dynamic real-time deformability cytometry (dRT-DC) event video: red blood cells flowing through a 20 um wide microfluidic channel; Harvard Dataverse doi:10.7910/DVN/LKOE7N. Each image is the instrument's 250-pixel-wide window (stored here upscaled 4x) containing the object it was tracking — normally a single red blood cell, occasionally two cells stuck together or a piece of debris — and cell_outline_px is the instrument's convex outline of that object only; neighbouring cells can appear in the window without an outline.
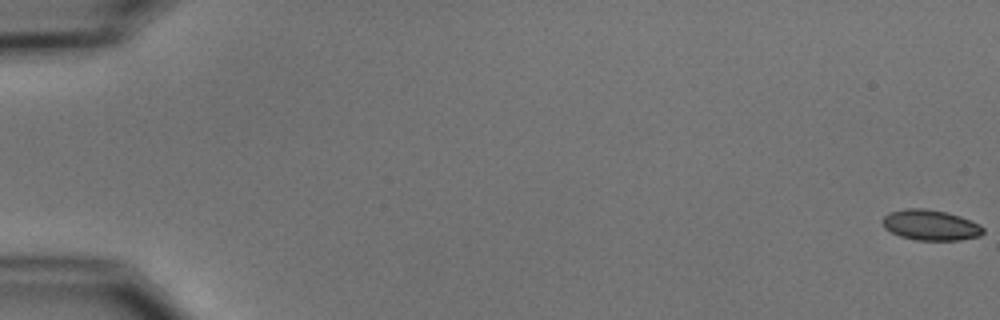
{"species": "common noctule bat (a hibernating species)", "species_latin": "Nyctalus noctula", "temperature_condition": "cold", "stored_images_in_passage": 3, "camera_frame_rate_fps": 3000, "um_per_image_px": 0.085, "animal": {"sex": "male", "body_mass_g": 15.6}, "frame": {"image": 1, "passage_image": 1, "time_ms": 0.0, "image_size_px": [1000, 320], "cell_outline_px": [[984, 232], [980, 236], [960, 240], [916, 240], [900, 236], [884, 228], [880, 220], [884, 216], [892, 212], [904, 208], [924, 208], [948, 212], [960, 216], [980, 224], [984, 228]], "centroid_in_image_um": [79.1, 19.13], "position_along_channel_um": 5.9, "area_um2": 18.03}}